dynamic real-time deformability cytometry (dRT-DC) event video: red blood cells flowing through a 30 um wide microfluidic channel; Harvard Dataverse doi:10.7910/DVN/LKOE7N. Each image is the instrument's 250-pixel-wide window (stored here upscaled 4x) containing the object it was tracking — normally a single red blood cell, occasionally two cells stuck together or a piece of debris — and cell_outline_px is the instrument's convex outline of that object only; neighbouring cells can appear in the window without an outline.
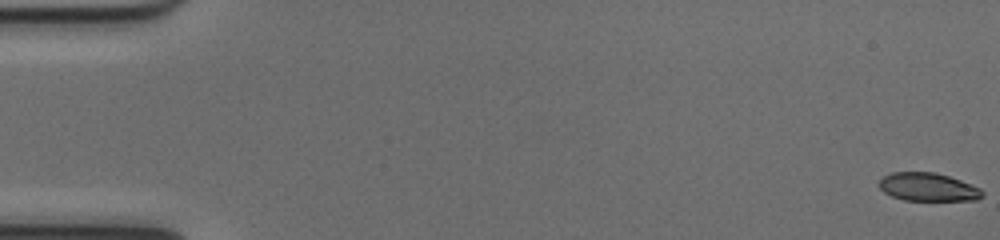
{"species": "common noctule bat (a hibernating species)", "species_latin": "Nyctalus noctula", "temperature_condition": "cold", "stored_images_in_passage": 54, "camera_frame_rate_fps": 3000, "um_per_image_px": 0.085, "animal": {"sex": "female", "body_mass_g": 17.0, "forearm_length_mm": 48.0}, "frame": {"image": 1, "passage_image": 1, "time_ms": 0.0, "image_size_px": [1000, 240], "cell_outline_px": [[984, 196], [976, 200], [904, 200], [892, 196], [884, 192], [880, 188], [880, 180], [884, 176], [892, 172], [936, 172], [960, 180], [980, 188], [984, 192]], "centroid_in_image_um": [78.9, 15.9], "position_along_channel_um": 6.1, "area_um2": 16.88}}
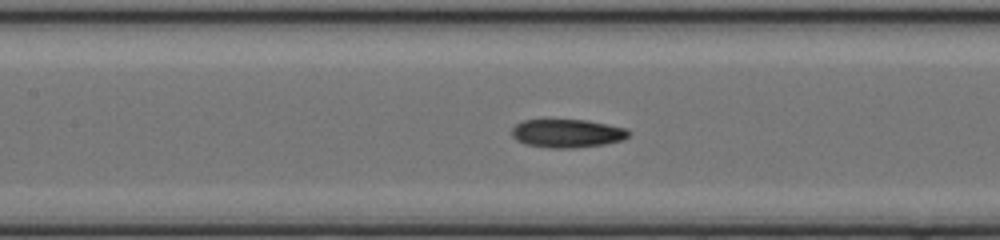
{"frame": {"image": 2, "passage_image": 25, "time_ms": 8.0, "image_size_px": [1000, 240], "cell_outline_px": [[632, 132], [624, 140], [604, 144], [572, 148], [552, 148], [524, 144], [516, 140], [512, 136], [512, 128], [516, 124], [524, 120], [588, 120], [628, 128]], "centroid_in_image_um": [48.25, 11.33], "position_along_channel_um": 159.2, "area_um2": 19.48}}
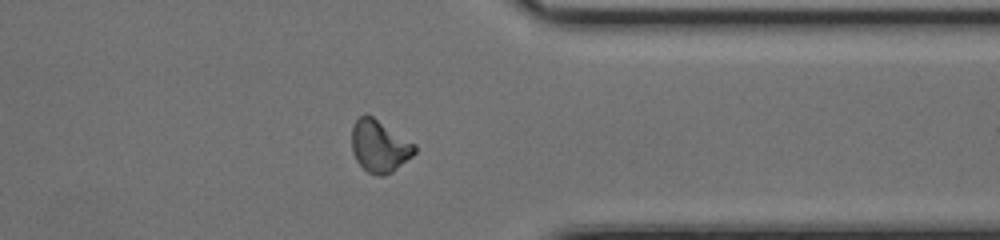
{"frame": {"image": 3, "passage_image": 42, "time_ms": 13.667, "image_size_px": [1000, 240], "cell_outline_px": [[416, 152], [412, 156], [392, 172], [384, 176], [376, 176], [368, 172], [356, 160], [352, 152], [352, 128], [356, 120], [364, 112], [372, 116], [416, 144]], "centroid_in_image_um": [32.25, 12.42], "position_along_channel_um": 379.1, "area_um2": 19.13}, "authors_computed_cell_mechanics": {"area_um2": 18.8428, "velocity_mm_per_s": 4.0124, "shape_relaxation_time_tau1_ms": 3.2801, "shape_relaxation_time_tau2_ms": 3.9086, "deformation_change_tau1": 0.1362, "deformation_change_tau2": 0.1089}}